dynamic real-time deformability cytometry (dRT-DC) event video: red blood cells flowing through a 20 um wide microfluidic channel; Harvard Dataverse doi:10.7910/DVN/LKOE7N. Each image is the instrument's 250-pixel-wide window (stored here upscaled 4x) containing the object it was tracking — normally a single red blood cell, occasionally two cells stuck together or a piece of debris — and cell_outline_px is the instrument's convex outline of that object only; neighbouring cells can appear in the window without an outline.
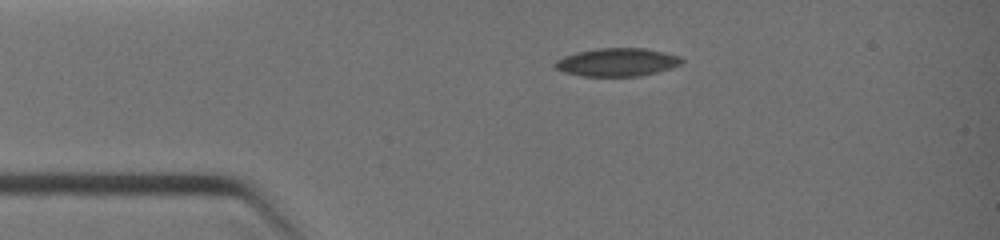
{"species": "common noctule bat (a hibernating species)", "species_latin": "Nyctalus noctula", "temperature_condition": "warm", "stored_images_in_passage": 2, "camera_frame_rate_fps": 3000, "um_per_image_px": 0.085, "animal": {"sex": "female", "body_mass_g": 19.0, "forearm_length_mm": 51.5}, "frame": {"image": 1, "passage_image": 1, "time_ms": 0.0, "image_size_px": [1000, 240], "cell_outline_px": [[684, 60], [680, 64], [656, 72], [640, 76], [580, 76], [564, 72], [556, 68], [552, 64], [556, 60], [564, 56], [576, 52], [596, 48], [644, 48], [664, 52], [680, 56]], "centroid_in_image_um": [52.41, 5.28], "position_along_channel_um": 32.6, "area_um2": 20.75}}